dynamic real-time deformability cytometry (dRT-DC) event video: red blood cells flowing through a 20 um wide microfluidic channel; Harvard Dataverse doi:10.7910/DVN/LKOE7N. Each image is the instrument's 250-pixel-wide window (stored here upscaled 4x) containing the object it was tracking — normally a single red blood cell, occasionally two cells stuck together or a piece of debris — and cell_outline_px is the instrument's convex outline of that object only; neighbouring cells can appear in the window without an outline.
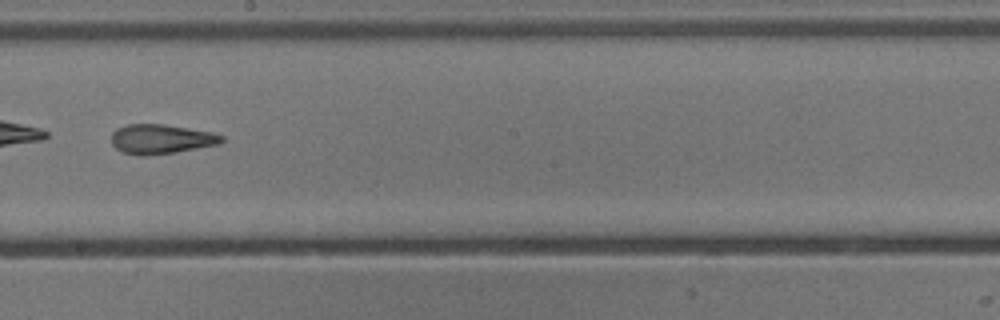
{"species": "common noctule bat (a hibernating species)", "species_latin": "Nyctalus noctula", "temperature_condition": "cold", "stored_images_in_passage": 52, "camera_frame_rate_fps": 3000, "um_per_image_px": 0.085, "animal": {"sex": "male", "body_mass_g": 13.3}, "frame": {"image": 1, "passage_image": 30, "time_ms": 9.667, "image_size_px": [1000, 320], "cell_outline_px": [[224, 140], [220, 144], [176, 152], [144, 156], [140, 156], [124, 152], [116, 148], [112, 144], [112, 132], [116, 128], [128, 124], [164, 124], [212, 132], [224, 136]], "centroid_in_image_um": [13.7, 11.82], "position_along_channel_um": 234.5, "area_um2": 19.02}, "authors_computed_cell_mechanics": {"area_um2": 21.1548, "velocity_mm_per_s": 3.8788, "shape_relaxation_time_tau1_ms": null, "shape_relaxation_time_tau2_ms": 3.3443, "deformation_change_tau1": null, "deformation_change_tau2": 0.1328}}